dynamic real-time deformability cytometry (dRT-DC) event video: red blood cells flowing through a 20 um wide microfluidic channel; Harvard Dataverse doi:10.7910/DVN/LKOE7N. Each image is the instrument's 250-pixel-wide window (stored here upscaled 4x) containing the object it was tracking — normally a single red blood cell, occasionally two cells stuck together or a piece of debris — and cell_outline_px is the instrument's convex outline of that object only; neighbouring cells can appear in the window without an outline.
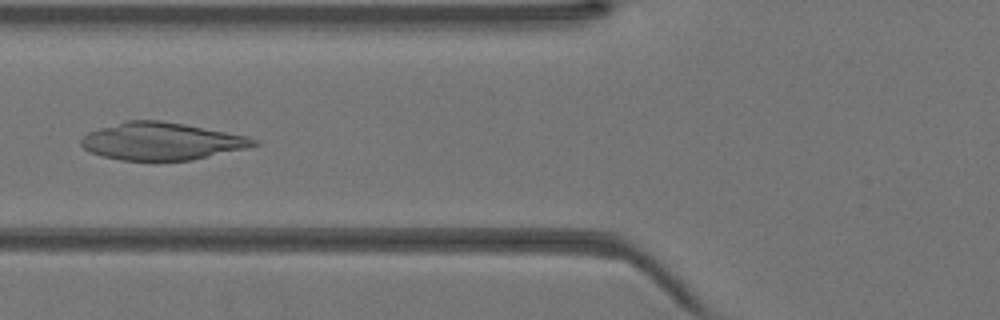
{"species": "Egyptian fruit bat (a non-hibernating species)", "species_latin": "Rousettus aegyptiacus", "temperature_condition": "warm", "stored_images_in_passage": 43, "camera_frame_rate_fps": 3000, "um_per_image_px": 0.085, "animal": {"sex": "female"}, "frame": {"image": 1, "passage_image": 17, "time_ms": 5.333, "image_size_px": [1000, 320], "cell_outline_px": [[260, 144], [244, 148], [192, 160], [120, 160], [104, 156], [92, 152], [84, 148], [80, 144], [80, 140], [88, 132], [100, 128], [128, 120], [160, 120], [184, 124], [248, 136], [260, 140]], "centroid_in_image_um": [13.75, 12.0], "position_along_channel_um": 112.0, "area_um2": 37.28}}
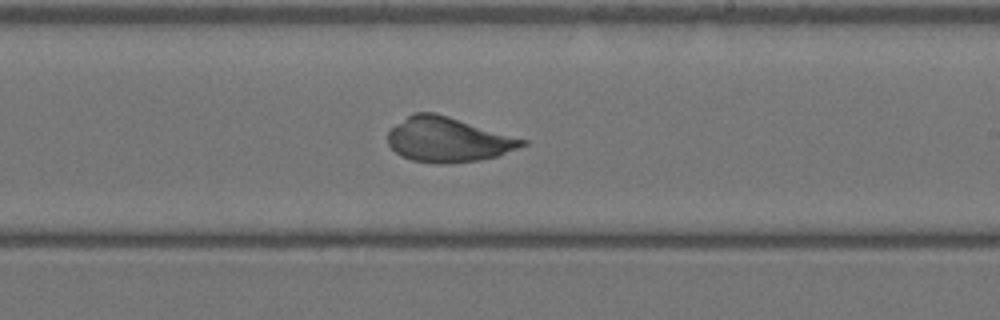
{"frame": {"image": 2, "passage_image": 26, "time_ms": 8.333, "image_size_px": [1000, 320], "cell_outline_px": [[528, 144], [496, 156], [480, 160], [440, 164], [412, 160], [400, 156], [388, 144], [388, 132], [396, 124], [412, 112], [432, 112], [448, 116], [528, 140]], "centroid_in_image_um": [38.07, 11.87], "position_along_channel_um": 250.9, "area_um2": 34.85}}
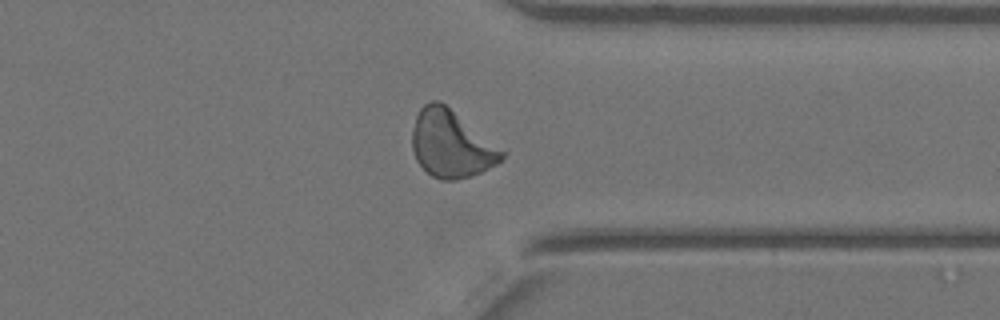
{"frame": {"image": 3, "passage_image": 34, "time_ms": 11.0, "image_size_px": [1000, 320], "cell_outline_px": [[508, 152], [496, 164], [480, 172], [456, 180], [440, 180], [432, 176], [416, 160], [412, 148], [412, 128], [416, 116], [420, 108], [424, 104], [432, 100], [440, 100]], "centroid_in_image_um": [38.35, 12.22], "position_along_channel_um": 373.0, "area_um2": 35.2}}